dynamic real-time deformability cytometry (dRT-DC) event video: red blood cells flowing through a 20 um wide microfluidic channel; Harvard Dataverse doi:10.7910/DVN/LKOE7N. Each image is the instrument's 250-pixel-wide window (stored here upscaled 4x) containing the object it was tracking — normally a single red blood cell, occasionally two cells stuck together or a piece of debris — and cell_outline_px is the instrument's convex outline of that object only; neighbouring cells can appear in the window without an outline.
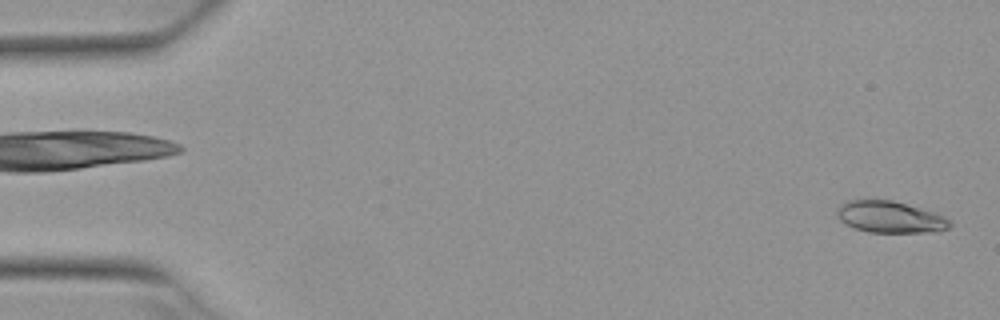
{"species": "Egyptian fruit bat (a non-hibernating species)", "species_latin": "Rousettus aegyptiacus", "temperature_condition": "warm", "stored_images_in_passage": 4, "camera_frame_rate_fps": 3000, "um_per_image_px": 0.085, "animal": {"sex": "female"}, "frame": {"image": 1, "passage_image": 4, "time_ms": 1.0, "image_size_px": [1000, 320], "cell_outline_px": [[952, 224], [948, 228], [940, 232], [868, 232], [856, 228], [840, 220], [836, 216], [836, 212], [840, 204], [848, 200], [892, 200], [920, 208], [944, 216], [952, 220]], "centroid_in_image_um": [75.68, 18.45], "position_along_channel_um": 9.3, "area_um2": 20.75}}